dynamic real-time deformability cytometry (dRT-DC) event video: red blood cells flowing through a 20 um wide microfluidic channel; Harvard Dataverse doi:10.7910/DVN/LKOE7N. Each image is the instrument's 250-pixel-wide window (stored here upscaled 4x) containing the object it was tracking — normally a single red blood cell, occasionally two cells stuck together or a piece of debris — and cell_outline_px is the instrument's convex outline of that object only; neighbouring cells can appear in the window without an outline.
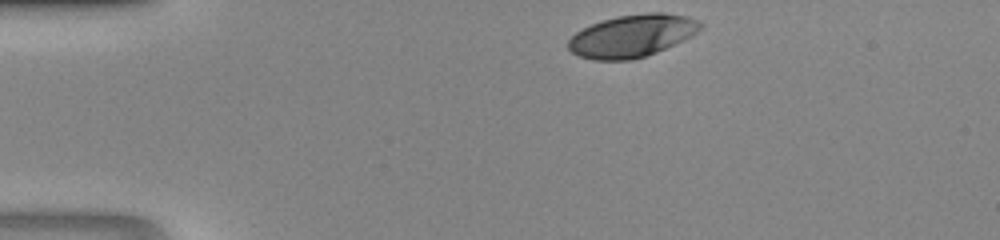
{"species": "human", "species_latin": "Homo sapiens", "temperature_condition": "room temperature", "stored_images_in_passage": 29, "camera_frame_rate_fps": 3000, "um_per_image_px": 0.085, "donor": {"sex": "male"}, "frame": {"image": 1, "passage_image": 1, "time_ms": 0.0, "image_size_px": [1000, 240], "cell_outline_px": [[704, 28], [692, 36], [656, 52], [632, 60], [592, 60], [580, 56], [572, 52], [568, 48], [568, 40], [576, 32], [592, 24], [604, 20], [620, 16], [648, 12], [664, 12], [684, 16], [700, 20], [704, 24]], "centroid_in_image_um": [53.77, 3.04], "position_along_channel_um": 31.2, "area_um2": 32.6}}
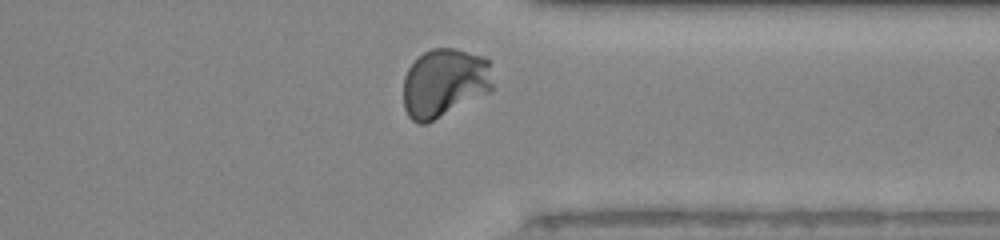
{"frame": {"image": 2, "passage_image": 28, "time_ms": 9.0, "image_size_px": [1000, 240], "cell_outline_px": [[492, 92], [428, 124], [416, 124], [408, 116], [404, 108], [404, 76], [408, 68], [424, 52], [432, 48], [452, 48], [484, 56], [488, 60], [492, 84]], "centroid_in_image_um": [37.78, 7.08], "position_along_channel_um": 373.6, "area_um2": 36.24}}